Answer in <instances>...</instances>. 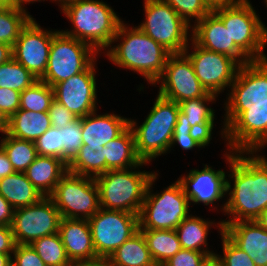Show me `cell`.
I'll list each match as a JSON object with an SVG mask.
<instances>
[{
	"instance_id": "cell-1",
	"label": "cell",
	"mask_w": 267,
	"mask_h": 266,
	"mask_svg": "<svg viewBox=\"0 0 267 266\" xmlns=\"http://www.w3.org/2000/svg\"><path fill=\"white\" fill-rule=\"evenodd\" d=\"M256 153L258 154L231 150L224 152L230 174H227L229 179L227 178L226 194L229 198L221 208L229 220H221L223 225L237 221H255L267 207V158Z\"/></svg>"
},
{
	"instance_id": "cell-2",
	"label": "cell",
	"mask_w": 267,
	"mask_h": 266,
	"mask_svg": "<svg viewBox=\"0 0 267 266\" xmlns=\"http://www.w3.org/2000/svg\"><path fill=\"white\" fill-rule=\"evenodd\" d=\"M122 21L112 43L105 50L115 66L139 73L148 84L154 85L165 68L171 55L161 44L145 34L138 26L129 27Z\"/></svg>"
},
{
	"instance_id": "cell-3",
	"label": "cell",
	"mask_w": 267,
	"mask_h": 266,
	"mask_svg": "<svg viewBox=\"0 0 267 266\" xmlns=\"http://www.w3.org/2000/svg\"><path fill=\"white\" fill-rule=\"evenodd\" d=\"M72 24V30H61L68 36L91 45L100 55L110 45L123 21L102 0H74L61 8Z\"/></svg>"
},
{
	"instance_id": "cell-4",
	"label": "cell",
	"mask_w": 267,
	"mask_h": 266,
	"mask_svg": "<svg viewBox=\"0 0 267 266\" xmlns=\"http://www.w3.org/2000/svg\"><path fill=\"white\" fill-rule=\"evenodd\" d=\"M221 138L227 150L260 152L267 147V103L224 104Z\"/></svg>"
},
{
	"instance_id": "cell-5",
	"label": "cell",
	"mask_w": 267,
	"mask_h": 266,
	"mask_svg": "<svg viewBox=\"0 0 267 266\" xmlns=\"http://www.w3.org/2000/svg\"><path fill=\"white\" fill-rule=\"evenodd\" d=\"M179 112L178 103L157 94L152 109L140 126L136 120L129 118L136 153L143 162L150 163L151 160L170 151Z\"/></svg>"
},
{
	"instance_id": "cell-6",
	"label": "cell",
	"mask_w": 267,
	"mask_h": 266,
	"mask_svg": "<svg viewBox=\"0 0 267 266\" xmlns=\"http://www.w3.org/2000/svg\"><path fill=\"white\" fill-rule=\"evenodd\" d=\"M146 164L142 161L133 168L109 170L97 176L100 208L139 215L150 178L156 173L139 170Z\"/></svg>"
},
{
	"instance_id": "cell-7",
	"label": "cell",
	"mask_w": 267,
	"mask_h": 266,
	"mask_svg": "<svg viewBox=\"0 0 267 266\" xmlns=\"http://www.w3.org/2000/svg\"><path fill=\"white\" fill-rule=\"evenodd\" d=\"M250 0H238L235 4L217 8L213 12L228 29L234 44L251 60L267 59V27L260 20Z\"/></svg>"
},
{
	"instance_id": "cell-8",
	"label": "cell",
	"mask_w": 267,
	"mask_h": 266,
	"mask_svg": "<svg viewBox=\"0 0 267 266\" xmlns=\"http://www.w3.org/2000/svg\"><path fill=\"white\" fill-rule=\"evenodd\" d=\"M158 176L156 172L150 178L139 213V229L175 230L190 214V203L178 180L165 190L152 193Z\"/></svg>"
},
{
	"instance_id": "cell-9",
	"label": "cell",
	"mask_w": 267,
	"mask_h": 266,
	"mask_svg": "<svg viewBox=\"0 0 267 266\" xmlns=\"http://www.w3.org/2000/svg\"><path fill=\"white\" fill-rule=\"evenodd\" d=\"M98 54L88 43L57 30L52 38L45 74L39 80L53 87L85 71Z\"/></svg>"
},
{
	"instance_id": "cell-10",
	"label": "cell",
	"mask_w": 267,
	"mask_h": 266,
	"mask_svg": "<svg viewBox=\"0 0 267 266\" xmlns=\"http://www.w3.org/2000/svg\"><path fill=\"white\" fill-rule=\"evenodd\" d=\"M143 5L145 19L138 27L171 54L183 53L192 27L162 0H144Z\"/></svg>"
},
{
	"instance_id": "cell-11",
	"label": "cell",
	"mask_w": 267,
	"mask_h": 266,
	"mask_svg": "<svg viewBox=\"0 0 267 266\" xmlns=\"http://www.w3.org/2000/svg\"><path fill=\"white\" fill-rule=\"evenodd\" d=\"M62 218L89 219L100 209L95 178L67 172L49 196Z\"/></svg>"
},
{
	"instance_id": "cell-12",
	"label": "cell",
	"mask_w": 267,
	"mask_h": 266,
	"mask_svg": "<svg viewBox=\"0 0 267 266\" xmlns=\"http://www.w3.org/2000/svg\"><path fill=\"white\" fill-rule=\"evenodd\" d=\"M88 222L98 258L108 259L139 231V215L124 211L100 208Z\"/></svg>"
},
{
	"instance_id": "cell-13",
	"label": "cell",
	"mask_w": 267,
	"mask_h": 266,
	"mask_svg": "<svg viewBox=\"0 0 267 266\" xmlns=\"http://www.w3.org/2000/svg\"><path fill=\"white\" fill-rule=\"evenodd\" d=\"M192 45V52L189 48ZM183 52L191 61L194 72L201 85L209 93L218 95L236 79L241 65L233 58L206 50L198 46L192 39Z\"/></svg>"
},
{
	"instance_id": "cell-14",
	"label": "cell",
	"mask_w": 267,
	"mask_h": 266,
	"mask_svg": "<svg viewBox=\"0 0 267 266\" xmlns=\"http://www.w3.org/2000/svg\"><path fill=\"white\" fill-rule=\"evenodd\" d=\"M60 211L50 197L14 210L12 232L16 244H32L44 236L59 233Z\"/></svg>"
},
{
	"instance_id": "cell-15",
	"label": "cell",
	"mask_w": 267,
	"mask_h": 266,
	"mask_svg": "<svg viewBox=\"0 0 267 266\" xmlns=\"http://www.w3.org/2000/svg\"><path fill=\"white\" fill-rule=\"evenodd\" d=\"M154 84L160 85V96L176 103L209 94L196 77L192 63L184 53L168 57L163 73Z\"/></svg>"
},
{
	"instance_id": "cell-16",
	"label": "cell",
	"mask_w": 267,
	"mask_h": 266,
	"mask_svg": "<svg viewBox=\"0 0 267 266\" xmlns=\"http://www.w3.org/2000/svg\"><path fill=\"white\" fill-rule=\"evenodd\" d=\"M31 18L12 46L13 58L38 80L45 74L52 38L57 30L43 29Z\"/></svg>"
},
{
	"instance_id": "cell-17",
	"label": "cell",
	"mask_w": 267,
	"mask_h": 266,
	"mask_svg": "<svg viewBox=\"0 0 267 266\" xmlns=\"http://www.w3.org/2000/svg\"><path fill=\"white\" fill-rule=\"evenodd\" d=\"M96 61L85 71L53 86L54 100L65 106L77 118L97 111Z\"/></svg>"
},
{
	"instance_id": "cell-18",
	"label": "cell",
	"mask_w": 267,
	"mask_h": 266,
	"mask_svg": "<svg viewBox=\"0 0 267 266\" xmlns=\"http://www.w3.org/2000/svg\"><path fill=\"white\" fill-rule=\"evenodd\" d=\"M227 175L224 170H215L204 165L203 169H192L178 178L189 203L213 205L227 196Z\"/></svg>"
},
{
	"instance_id": "cell-19",
	"label": "cell",
	"mask_w": 267,
	"mask_h": 266,
	"mask_svg": "<svg viewBox=\"0 0 267 266\" xmlns=\"http://www.w3.org/2000/svg\"><path fill=\"white\" fill-rule=\"evenodd\" d=\"M229 89L224 104L267 103V59L241 65Z\"/></svg>"
},
{
	"instance_id": "cell-20",
	"label": "cell",
	"mask_w": 267,
	"mask_h": 266,
	"mask_svg": "<svg viewBox=\"0 0 267 266\" xmlns=\"http://www.w3.org/2000/svg\"><path fill=\"white\" fill-rule=\"evenodd\" d=\"M191 39L200 47L225 54L240 65L251 60L234 44L222 20L211 11L202 20L192 25Z\"/></svg>"
},
{
	"instance_id": "cell-21",
	"label": "cell",
	"mask_w": 267,
	"mask_h": 266,
	"mask_svg": "<svg viewBox=\"0 0 267 266\" xmlns=\"http://www.w3.org/2000/svg\"><path fill=\"white\" fill-rule=\"evenodd\" d=\"M223 233L246 252L256 266H267V230L256 221H237L223 225Z\"/></svg>"
},
{
	"instance_id": "cell-22",
	"label": "cell",
	"mask_w": 267,
	"mask_h": 266,
	"mask_svg": "<svg viewBox=\"0 0 267 266\" xmlns=\"http://www.w3.org/2000/svg\"><path fill=\"white\" fill-rule=\"evenodd\" d=\"M59 234L65 247L66 255L70 261L93 260L98 258L87 219L61 218Z\"/></svg>"
},
{
	"instance_id": "cell-23",
	"label": "cell",
	"mask_w": 267,
	"mask_h": 266,
	"mask_svg": "<svg viewBox=\"0 0 267 266\" xmlns=\"http://www.w3.org/2000/svg\"><path fill=\"white\" fill-rule=\"evenodd\" d=\"M129 126V118L114 113L82 117V142L87 146H105Z\"/></svg>"
},
{
	"instance_id": "cell-24",
	"label": "cell",
	"mask_w": 267,
	"mask_h": 266,
	"mask_svg": "<svg viewBox=\"0 0 267 266\" xmlns=\"http://www.w3.org/2000/svg\"><path fill=\"white\" fill-rule=\"evenodd\" d=\"M219 95L209 93L206 97L184 100L179 104L177 122H186L192 129L202 134L209 142L212 139L215 110L208 106L215 103ZM215 101V102H214Z\"/></svg>"
},
{
	"instance_id": "cell-25",
	"label": "cell",
	"mask_w": 267,
	"mask_h": 266,
	"mask_svg": "<svg viewBox=\"0 0 267 266\" xmlns=\"http://www.w3.org/2000/svg\"><path fill=\"white\" fill-rule=\"evenodd\" d=\"M67 172L68 165L63 160L38 155L24 173L44 197H49Z\"/></svg>"
},
{
	"instance_id": "cell-26",
	"label": "cell",
	"mask_w": 267,
	"mask_h": 266,
	"mask_svg": "<svg viewBox=\"0 0 267 266\" xmlns=\"http://www.w3.org/2000/svg\"><path fill=\"white\" fill-rule=\"evenodd\" d=\"M103 150L106 158V172L133 168L142 162L136 153L135 138L130 126L108 142Z\"/></svg>"
},
{
	"instance_id": "cell-27",
	"label": "cell",
	"mask_w": 267,
	"mask_h": 266,
	"mask_svg": "<svg viewBox=\"0 0 267 266\" xmlns=\"http://www.w3.org/2000/svg\"><path fill=\"white\" fill-rule=\"evenodd\" d=\"M51 127L48 112L19 109L9 118L6 132L18 139L35 142Z\"/></svg>"
},
{
	"instance_id": "cell-28",
	"label": "cell",
	"mask_w": 267,
	"mask_h": 266,
	"mask_svg": "<svg viewBox=\"0 0 267 266\" xmlns=\"http://www.w3.org/2000/svg\"><path fill=\"white\" fill-rule=\"evenodd\" d=\"M0 194L14 209L33 205L44 197L23 172L0 179Z\"/></svg>"
},
{
	"instance_id": "cell-29",
	"label": "cell",
	"mask_w": 267,
	"mask_h": 266,
	"mask_svg": "<svg viewBox=\"0 0 267 266\" xmlns=\"http://www.w3.org/2000/svg\"><path fill=\"white\" fill-rule=\"evenodd\" d=\"M215 221L205 220L192 214L188 215L175 229L182 249L208 253L210 256L216 253L207 248L208 233ZM208 249V250H207Z\"/></svg>"
},
{
	"instance_id": "cell-30",
	"label": "cell",
	"mask_w": 267,
	"mask_h": 266,
	"mask_svg": "<svg viewBox=\"0 0 267 266\" xmlns=\"http://www.w3.org/2000/svg\"><path fill=\"white\" fill-rule=\"evenodd\" d=\"M107 260L109 266H157L140 231L117 248Z\"/></svg>"
},
{
	"instance_id": "cell-31",
	"label": "cell",
	"mask_w": 267,
	"mask_h": 266,
	"mask_svg": "<svg viewBox=\"0 0 267 266\" xmlns=\"http://www.w3.org/2000/svg\"><path fill=\"white\" fill-rule=\"evenodd\" d=\"M139 231L143 234L157 266H162L182 249L175 230L139 229Z\"/></svg>"
},
{
	"instance_id": "cell-32",
	"label": "cell",
	"mask_w": 267,
	"mask_h": 266,
	"mask_svg": "<svg viewBox=\"0 0 267 266\" xmlns=\"http://www.w3.org/2000/svg\"><path fill=\"white\" fill-rule=\"evenodd\" d=\"M103 149V146L83 144L69 162L68 172L92 178L106 173V158Z\"/></svg>"
},
{
	"instance_id": "cell-33",
	"label": "cell",
	"mask_w": 267,
	"mask_h": 266,
	"mask_svg": "<svg viewBox=\"0 0 267 266\" xmlns=\"http://www.w3.org/2000/svg\"><path fill=\"white\" fill-rule=\"evenodd\" d=\"M3 135V138L0 139V146L7 154L15 172L24 173L38 156L35 143L15 138L7 132H4Z\"/></svg>"
},
{
	"instance_id": "cell-34",
	"label": "cell",
	"mask_w": 267,
	"mask_h": 266,
	"mask_svg": "<svg viewBox=\"0 0 267 266\" xmlns=\"http://www.w3.org/2000/svg\"><path fill=\"white\" fill-rule=\"evenodd\" d=\"M31 18L28 11L14 5L0 8V43L13 46L21 29Z\"/></svg>"
},
{
	"instance_id": "cell-35",
	"label": "cell",
	"mask_w": 267,
	"mask_h": 266,
	"mask_svg": "<svg viewBox=\"0 0 267 266\" xmlns=\"http://www.w3.org/2000/svg\"><path fill=\"white\" fill-rule=\"evenodd\" d=\"M38 79L22 64L11 58L0 65V87L23 92Z\"/></svg>"
},
{
	"instance_id": "cell-36",
	"label": "cell",
	"mask_w": 267,
	"mask_h": 266,
	"mask_svg": "<svg viewBox=\"0 0 267 266\" xmlns=\"http://www.w3.org/2000/svg\"><path fill=\"white\" fill-rule=\"evenodd\" d=\"M31 246L46 266H68L70 263L59 233L41 237Z\"/></svg>"
},
{
	"instance_id": "cell-37",
	"label": "cell",
	"mask_w": 267,
	"mask_h": 266,
	"mask_svg": "<svg viewBox=\"0 0 267 266\" xmlns=\"http://www.w3.org/2000/svg\"><path fill=\"white\" fill-rule=\"evenodd\" d=\"M54 101L53 87L38 80L21 92L20 108L34 112H48Z\"/></svg>"
},
{
	"instance_id": "cell-38",
	"label": "cell",
	"mask_w": 267,
	"mask_h": 266,
	"mask_svg": "<svg viewBox=\"0 0 267 266\" xmlns=\"http://www.w3.org/2000/svg\"><path fill=\"white\" fill-rule=\"evenodd\" d=\"M215 227L219 228L223 255L215 256L219 259L221 266H256L254 261L246 252L237 247L224 233L222 221L216 223Z\"/></svg>"
},
{
	"instance_id": "cell-39",
	"label": "cell",
	"mask_w": 267,
	"mask_h": 266,
	"mask_svg": "<svg viewBox=\"0 0 267 266\" xmlns=\"http://www.w3.org/2000/svg\"><path fill=\"white\" fill-rule=\"evenodd\" d=\"M209 141L198 132H195L190 124L186 122H177L174 128L171 147L179 145L183 150H191L195 148H205L209 145Z\"/></svg>"
},
{
	"instance_id": "cell-40",
	"label": "cell",
	"mask_w": 267,
	"mask_h": 266,
	"mask_svg": "<svg viewBox=\"0 0 267 266\" xmlns=\"http://www.w3.org/2000/svg\"><path fill=\"white\" fill-rule=\"evenodd\" d=\"M169 4L192 27L211 12L203 0H162ZM192 20V21H191Z\"/></svg>"
},
{
	"instance_id": "cell-41",
	"label": "cell",
	"mask_w": 267,
	"mask_h": 266,
	"mask_svg": "<svg viewBox=\"0 0 267 266\" xmlns=\"http://www.w3.org/2000/svg\"><path fill=\"white\" fill-rule=\"evenodd\" d=\"M60 132L61 146L64 149V162L68 165L83 145L82 118H77L65 128L60 129Z\"/></svg>"
},
{
	"instance_id": "cell-42",
	"label": "cell",
	"mask_w": 267,
	"mask_h": 266,
	"mask_svg": "<svg viewBox=\"0 0 267 266\" xmlns=\"http://www.w3.org/2000/svg\"><path fill=\"white\" fill-rule=\"evenodd\" d=\"M34 143L39 156L54 157L64 161V149L61 146V132L59 128L51 126Z\"/></svg>"
},
{
	"instance_id": "cell-43",
	"label": "cell",
	"mask_w": 267,
	"mask_h": 266,
	"mask_svg": "<svg viewBox=\"0 0 267 266\" xmlns=\"http://www.w3.org/2000/svg\"><path fill=\"white\" fill-rule=\"evenodd\" d=\"M11 266H46L30 244H16Z\"/></svg>"
},
{
	"instance_id": "cell-44",
	"label": "cell",
	"mask_w": 267,
	"mask_h": 266,
	"mask_svg": "<svg viewBox=\"0 0 267 266\" xmlns=\"http://www.w3.org/2000/svg\"><path fill=\"white\" fill-rule=\"evenodd\" d=\"M209 256L208 253L181 249L162 266H201Z\"/></svg>"
},
{
	"instance_id": "cell-45",
	"label": "cell",
	"mask_w": 267,
	"mask_h": 266,
	"mask_svg": "<svg viewBox=\"0 0 267 266\" xmlns=\"http://www.w3.org/2000/svg\"><path fill=\"white\" fill-rule=\"evenodd\" d=\"M51 126L59 129L65 128L77 117L71 113L65 106L54 100L48 110Z\"/></svg>"
},
{
	"instance_id": "cell-46",
	"label": "cell",
	"mask_w": 267,
	"mask_h": 266,
	"mask_svg": "<svg viewBox=\"0 0 267 266\" xmlns=\"http://www.w3.org/2000/svg\"><path fill=\"white\" fill-rule=\"evenodd\" d=\"M21 93L0 87V108L10 118L20 108Z\"/></svg>"
},
{
	"instance_id": "cell-47",
	"label": "cell",
	"mask_w": 267,
	"mask_h": 266,
	"mask_svg": "<svg viewBox=\"0 0 267 266\" xmlns=\"http://www.w3.org/2000/svg\"><path fill=\"white\" fill-rule=\"evenodd\" d=\"M15 246L12 227L0 225V253L12 254Z\"/></svg>"
},
{
	"instance_id": "cell-48",
	"label": "cell",
	"mask_w": 267,
	"mask_h": 266,
	"mask_svg": "<svg viewBox=\"0 0 267 266\" xmlns=\"http://www.w3.org/2000/svg\"><path fill=\"white\" fill-rule=\"evenodd\" d=\"M14 210L10 203L0 194V225H12Z\"/></svg>"
},
{
	"instance_id": "cell-49",
	"label": "cell",
	"mask_w": 267,
	"mask_h": 266,
	"mask_svg": "<svg viewBox=\"0 0 267 266\" xmlns=\"http://www.w3.org/2000/svg\"><path fill=\"white\" fill-rule=\"evenodd\" d=\"M15 173V170L10 163L7 154L0 146V179Z\"/></svg>"
},
{
	"instance_id": "cell-50",
	"label": "cell",
	"mask_w": 267,
	"mask_h": 266,
	"mask_svg": "<svg viewBox=\"0 0 267 266\" xmlns=\"http://www.w3.org/2000/svg\"><path fill=\"white\" fill-rule=\"evenodd\" d=\"M68 266H109L105 258H96L93 260L70 261Z\"/></svg>"
},
{
	"instance_id": "cell-51",
	"label": "cell",
	"mask_w": 267,
	"mask_h": 266,
	"mask_svg": "<svg viewBox=\"0 0 267 266\" xmlns=\"http://www.w3.org/2000/svg\"><path fill=\"white\" fill-rule=\"evenodd\" d=\"M208 8L213 11L217 8H222L235 4L238 0H203Z\"/></svg>"
},
{
	"instance_id": "cell-52",
	"label": "cell",
	"mask_w": 267,
	"mask_h": 266,
	"mask_svg": "<svg viewBox=\"0 0 267 266\" xmlns=\"http://www.w3.org/2000/svg\"><path fill=\"white\" fill-rule=\"evenodd\" d=\"M13 58L12 46L0 43V65Z\"/></svg>"
},
{
	"instance_id": "cell-53",
	"label": "cell",
	"mask_w": 267,
	"mask_h": 266,
	"mask_svg": "<svg viewBox=\"0 0 267 266\" xmlns=\"http://www.w3.org/2000/svg\"><path fill=\"white\" fill-rule=\"evenodd\" d=\"M9 124V118L3 113V111L0 108V132L2 133L6 132Z\"/></svg>"
},
{
	"instance_id": "cell-54",
	"label": "cell",
	"mask_w": 267,
	"mask_h": 266,
	"mask_svg": "<svg viewBox=\"0 0 267 266\" xmlns=\"http://www.w3.org/2000/svg\"><path fill=\"white\" fill-rule=\"evenodd\" d=\"M255 221L265 230H267V207L260 213Z\"/></svg>"
},
{
	"instance_id": "cell-55",
	"label": "cell",
	"mask_w": 267,
	"mask_h": 266,
	"mask_svg": "<svg viewBox=\"0 0 267 266\" xmlns=\"http://www.w3.org/2000/svg\"><path fill=\"white\" fill-rule=\"evenodd\" d=\"M40 1H42V0H12V4H13L15 7L19 8V9L27 10V9L24 8V7H25V6H24L25 3H26V4L28 3V5H29L30 3L33 4V2H40ZM43 1H45V0H43ZM50 1H51V0H50Z\"/></svg>"
},
{
	"instance_id": "cell-56",
	"label": "cell",
	"mask_w": 267,
	"mask_h": 266,
	"mask_svg": "<svg viewBox=\"0 0 267 266\" xmlns=\"http://www.w3.org/2000/svg\"><path fill=\"white\" fill-rule=\"evenodd\" d=\"M201 266H221L219 259L213 255L209 256Z\"/></svg>"
},
{
	"instance_id": "cell-57",
	"label": "cell",
	"mask_w": 267,
	"mask_h": 266,
	"mask_svg": "<svg viewBox=\"0 0 267 266\" xmlns=\"http://www.w3.org/2000/svg\"><path fill=\"white\" fill-rule=\"evenodd\" d=\"M12 254L0 253V266H11Z\"/></svg>"
},
{
	"instance_id": "cell-58",
	"label": "cell",
	"mask_w": 267,
	"mask_h": 266,
	"mask_svg": "<svg viewBox=\"0 0 267 266\" xmlns=\"http://www.w3.org/2000/svg\"><path fill=\"white\" fill-rule=\"evenodd\" d=\"M57 2L58 4H59V7H63L64 5H66V4H68V3H70V2H72V1H74V0H51V2Z\"/></svg>"
},
{
	"instance_id": "cell-59",
	"label": "cell",
	"mask_w": 267,
	"mask_h": 266,
	"mask_svg": "<svg viewBox=\"0 0 267 266\" xmlns=\"http://www.w3.org/2000/svg\"><path fill=\"white\" fill-rule=\"evenodd\" d=\"M11 5H13L12 0H0V8Z\"/></svg>"
}]
</instances>
